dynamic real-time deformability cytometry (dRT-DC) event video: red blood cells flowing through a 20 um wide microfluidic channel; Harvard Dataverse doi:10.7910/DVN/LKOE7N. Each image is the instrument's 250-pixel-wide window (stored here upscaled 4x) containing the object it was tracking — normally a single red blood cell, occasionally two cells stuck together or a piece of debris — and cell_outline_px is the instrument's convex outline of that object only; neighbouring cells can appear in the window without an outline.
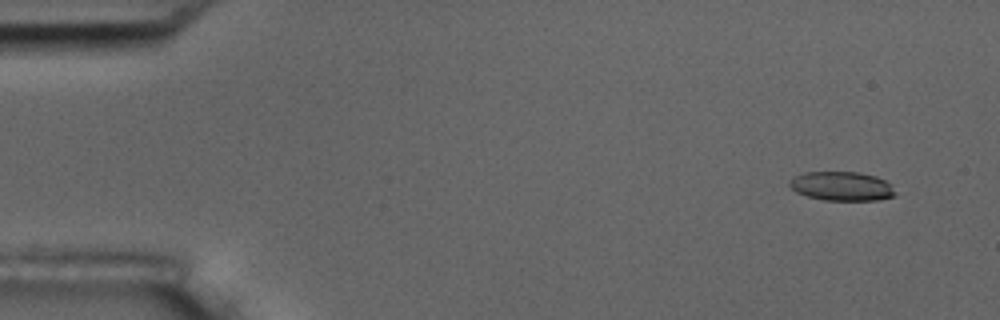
{"species": "common noctule bat (a hibernating species)", "species_latin": "Nyctalus noctula", "temperature_condition": "room temperature", "stored_images_in_passage": 5, "camera_frame_rate_fps": 3000, "um_per_image_px": 0.085, "animal": {"sex": "male", "body_mass_g": 17.5, "forearm_length_mm": 52.3}, "frame": {"image": 1, "passage_image": 1, "time_ms": 0.0, "image_size_px": [1000, 320], "cell_outline_px": [[896, 196], [876, 200], [824, 200], [808, 196], [796, 192], [788, 184], [788, 180], [792, 176], [804, 172], [860, 172], [876, 176], [892, 184], [896, 192]], "centroid_in_image_um": [71.55, 15.81], "position_along_channel_um": 13.5, "area_um2": 18.15}}
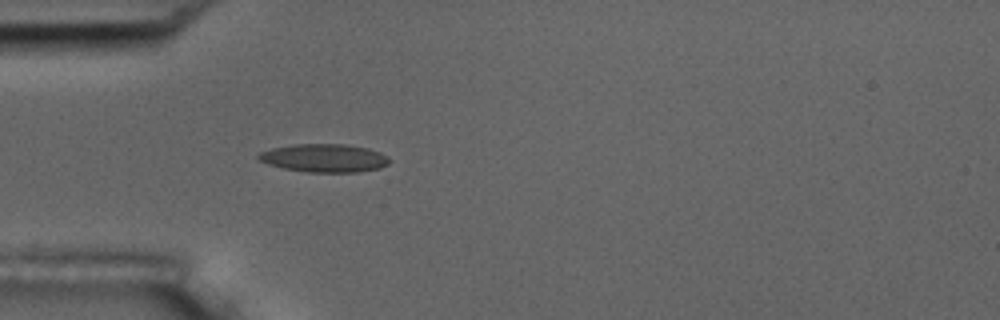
{"frame": {"image": 2, "passage_image": 5, "time_ms": 1.333, "image_size_px": [1000, 320], "cell_outline_px": [[392, 160], [388, 164], [380, 168], [356, 172], [308, 172], [284, 168], [268, 164], [260, 160], [256, 156], [260, 152], [272, 148], [292, 144], [344, 144], [368, 148], [380, 152], [388, 156]], "centroid_in_image_um": [27.59, 13.43], "position_along_channel_um": 57.4, "area_um2": 21.56}}